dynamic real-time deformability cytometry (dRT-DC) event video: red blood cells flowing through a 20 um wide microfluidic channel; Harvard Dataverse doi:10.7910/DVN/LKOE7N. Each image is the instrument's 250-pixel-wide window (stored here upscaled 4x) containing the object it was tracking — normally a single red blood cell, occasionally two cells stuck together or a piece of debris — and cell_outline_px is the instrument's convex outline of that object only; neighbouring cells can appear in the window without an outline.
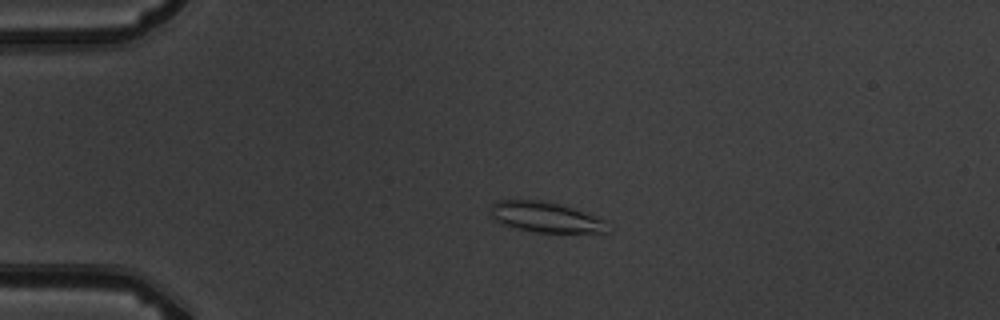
{"species": "common noctule bat (a hibernating species)", "species_latin": "Nyctalus noctula", "temperature_condition": "warm", "stored_images_in_passage": 5, "camera_frame_rate_fps": 3000, "um_per_image_px": 0.085, "animal": {"sex": "male", "body_mass_g": 19.5, "forearm_length_mm": 54.6}, "frame": {"image": 1, "passage_image": 4, "time_ms": 3.333, "image_size_px": [1000, 320], "cell_outline_px": [[608, 220], [604, 232], [532, 232], [504, 224], [496, 220], [492, 216], [492, 204], [496, 200], [544, 200], [560, 204], [588, 212]], "centroid_in_image_um": [46.41, 18.44], "position_along_channel_um": 38.6, "area_um2": 20.63}}